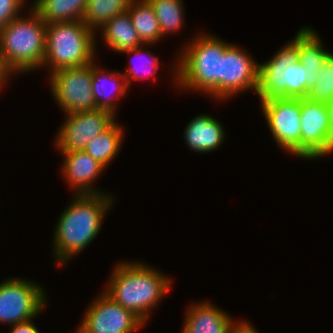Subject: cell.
I'll return each mask as SVG.
<instances>
[{"label": "cell", "mask_w": 333, "mask_h": 333, "mask_svg": "<svg viewBox=\"0 0 333 333\" xmlns=\"http://www.w3.org/2000/svg\"><path fill=\"white\" fill-rule=\"evenodd\" d=\"M73 196L54 228L53 253L59 266L68 263L95 239L115 200V196L107 193Z\"/></svg>", "instance_id": "obj_1"}, {"label": "cell", "mask_w": 333, "mask_h": 333, "mask_svg": "<svg viewBox=\"0 0 333 333\" xmlns=\"http://www.w3.org/2000/svg\"><path fill=\"white\" fill-rule=\"evenodd\" d=\"M111 274L104 292L145 323L172 284L170 276L140 261H121Z\"/></svg>", "instance_id": "obj_2"}, {"label": "cell", "mask_w": 333, "mask_h": 333, "mask_svg": "<svg viewBox=\"0 0 333 333\" xmlns=\"http://www.w3.org/2000/svg\"><path fill=\"white\" fill-rule=\"evenodd\" d=\"M186 44L172 71L175 86L221 100V59L231 43L201 32Z\"/></svg>", "instance_id": "obj_3"}, {"label": "cell", "mask_w": 333, "mask_h": 333, "mask_svg": "<svg viewBox=\"0 0 333 333\" xmlns=\"http://www.w3.org/2000/svg\"><path fill=\"white\" fill-rule=\"evenodd\" d=\"M273 56L259 64L256 94L260 101L274 97L307 98L313 87L314 75L305 70L299 61L298 32Z\"/></svg>", "instance_id": "obj_4"}, {"label": "cell", "mask_w": 333, "mask_h": 333, "mask_svg": "<svg viewBox=\"0 0 333 333\" xmlns=\"http://www.w3.org/2000/svg\"><path fill=\"white\" fill-rule=\"evenodd\" d=\"M30 9L27 18L19 16L0 28L3 60L13 74L29 72L43 64L47 24Z\"/></svg>", "instance_id": "obj_5"}, {"label": "cell", "mask_w": 333, "mask_h": 333, "mask_svg": "<svg viewBox=\"0 0 333 333\" xmlns=\"http://www.w3.org/2000/svg\"><path fill=\"white\" fill-rule=\"evenodd\" d=\"M97 35L83 21L46 25L43 66L50 73L62 68L80 67L94 62Z\"/></svg>", "instance_id": "obj_6"}, {"label": "cell", "mask_w": 333, "mask_h": 333, "mask_svg": "<svg viewBox=\"0 0 333 333\" xmlns=\"http://www.w3.org/2000/svg\"><path fill=\"white\" fill-rule=\"evenodd\" d=\"M45 290L38 283L11 277L0 282V323L14 325L33 319L46 307Z\"/></svg>", "instance_id": "obj_7"}, {"label": "cell", "mask_w": 333, "mask_h": 333, "mask_svg": "<svg viewBox=\"0 0 333 333\" xmlns=\"http://www.w3.org/2000/svg\"><path fill=\"white\" fill-rule=\"evenodd\" d=\"M93 62L62 68L50 74L52 97L65 114L96 110L93 90Z\"/></svg>", "instance_id": "obj_8"}, {"label": "cell", "mask_w": 333, "mask_h": 333, "mask_svg": "<svg viewBox=\"0 0 333 333\" xmlns=\"http://www.w3.org/2000/svg\"><path fill=\"white\" fill-rule=\"evenodd\" d=\"M260 103L277 145L301 158V99L274 97Z\"/></svg>", "instance_id": "obj_9"}, {"label": "cell", "mask_w": 333, "mask_h": 333, "mask_svg": "<svg viewBox=\"0 0 333 333\" xmlns=\"http://www.w3.org/2000/svg\"><path fill=\"white\" fill-rule=\"evenodd\" d=\"M145 322L102 292L88 306L76 333H133Z\"/></svg>", "instance_id": "obj_10"}, {"label": "cell", "mask_w": 333, "mask_h": 333, "mask_svg": "<svg viewBox=\"0 0 333 333\" xmlns=\"http://www.w3.org/2000/svg\"><path fill=\"white\" fill-rule=\"evenodd\" d=\"M301 158L320 159L333 152V133L326 102L301 99Z\"/></svg>", "instance_id": "obj_11"}, {"label": "cell", "mask_w": 333, "mask_h": 333, "mask_svg": "<svg viewBox=\"0 0 333 333\" xmlns=\"http://www.w3.org/2000/svg\"><path fill=\"white\" fill-rule=\"evenodd\" d=\"M55 139L59 152L84 150L86 145L97 135L104 132L116 119L106 109H96L65 114Z\"/></svg>", "instance_id": "obj_12"}, {"label": "cell", "mask_w": 333, "mask_h": 333, "mask_svg": "<svg viewBox=\"0 0 333 333\" xmlns=\"http://www.w3.org/2000/svg\"><path fill=\"white\" fill-rule=\"evenodd\" d=\"M259 63L232 43L221 59V100L225 101L245 90L258 89Z\"/></svg>", "instance_id": "obj_13"}, {"label": "cell", "mask_w": 333, "mask_h": 333, "mask_svg": "<svg viewBox=\"0 0 333 333\" xmlns=\"http://www.w3.org/2000/svg\"><path fill=\"white\" fill-rule=\"evenodd\" d=\"M64 156L62 175L71 188L75 189L74 194H100L92 183L98 179L106 168L97 160L93 159L84 150L72 152H61Z\"/></svg>", "instance_id": "obj_14"}, {"label": "cell", "mask_w": 333, "mask_h": 333, "mask_svg": "<svg viewBox=\"0 0 333 333\" xmlns=\"http://www.w3.org/2000/svg\"><path fill=\"white\" fill-rule=\"evenodd\" d=\"M211 302L203 301L188 307L182 333H231L238 323Z\"/></svg>", "instance_id": "obj_15"}, {"label": "cell", "mask_w": 333, "mask_h": 333, "mask_svg": "<svg viewBox=\"0 0 333 333\" xmlns=\"http://www.w3.org/2000/svg\"><path fill=\"white\" fill-rule=\"evenodd\" d=\"M224 127L215 117L207 114H198L184 130L185 143L190 150L198 153H207L216 150L224 142Z\"/></svg>", "instance_id": "obj_16"}, {"label": "cell", "mask_w": 333, "mask_h": 333, "mask_svg": "<svg viewBox=\"0 0 333 333\" xmlns=\"http://www.w3.org/2000/svg\"><path fill=\"white\" fill-rule=\"evenodd\" d=\"M93 62L92 90L97 108L111 111L116 116L117 107L115 101L127 92L128 86L121 72L108 73L105 69L97 67ZM109 75H107V74ZM123 80L122 81H120ZM110 89H108L109 87ZM110 90V91H109ZM115 91V92H114ZM115 93L114 95L112 93Z\"/></svg>", "instance_id": "obj_17"}, {"label": "cell", "mask_w": 333, "mask_h": 333, "mask_svg": "<svg viewBox=\"0 0 333 333\" xmlns=\"http://www.w3.org/2000/svg\"><path fill=\"white\" fill-rule=\"evenodd\" d=\"M101 29L106 45L118 53L134 49L143 44L135 30L132 19L126 11L109 20Z\"/></svg>", "instance_id": "obj_18"}, {"label": "cell", "mask_w": 333, "mask_h": 333, "mask_svg": "<svg viewBox=\"0 0 333 333\" xmlns=\"http://www.w3.org/2000/svg\"><path fill=\"white\" fill-rule=\"evenodd\" d=\"M88 0H35L32 9L46 23L82 21Z\"/></svg>", "instance_id": "obj_19"}, {"label": "cell", "mask_w": 333, "mask_h": 333, "mask_svg": "<svg viewBox=\"0 0 333 333\" xmlns=\"http://www.w3.org/2000/svg\"><path fill=\"white\" fill-rule=\"evenodd\" d=\"M299 61L304 69L317 75L332 52L325 50L322 40L311 27L298 30Z\"/></svg>", "instance_id": "obj_20"}, {"label": "cell", "mask_w": 333, "mask_h": 333, "mask_svg": "<svg viewBox=\"0 0 333 333\" xmlns=\"http://www.w3.org/2000/svg\"><path fill=\"white\" fill-rule=\"evenodd\" d=\"M123 132L122 126L114 121L104 132L94 137L84 151L106 168L121 150Z\"/></svg>", "instance_id": "obj_21"}, {"label": "cell", "mask_w": 333, "mask_h": 333, "mask_svg": "<svg viewBox=\"0 0 333 333\" xmlns=\"http://www.w3.org/2000/svg\"><path fill=\"white\" fill-rule=\"evenodd\" d=\"M127 11L143 44L155 45L164 38L154 10L147 0H132Z\"/></svg>", "instance_id": "obj_22"}, {"label": "cell", "mask_w": 333, "mask_h": 333, "mask_svg": "<svg viewBox=\"0 0 333 333\" xmlns=\"http://www.w3.org/2000/svg\"><path fill=\"white\" fill-rule=\"evenodd\" d=\"M132 0H88L83 22L95 33L109 20L125 13ZM99 28V29H98Z\"/></svg>", "instance_id": "obj_23"}, {"label": "cell", "mask_w": 333, "mask_h": 333, "mask_svg": "<svg viewBox=\"0 0 333 333\" xmlns=\"http://www.w3.org/2000/svg\"><path fill=\"white\" fill-rule=\"evenodd\" d=\"M158 19L162 37L180 31L184 24L182 0H147Z\"/></svg>", "instance_id": "obj_24"}, {"label": "cell", "mask_w": 333, "mask_h": 333, "mask_svg": "<svg viewBox=\"0 0 333 333\" xmlns=\"http://www.w3.org/2000/svg\"><path fill=\"white\" fill-rule=\"evenodd\" d=\"M122 53H127L130 56L131 54H133V56L136 55L137 58L140 60V62L142 61L141 63H139L140 66H137L139 64H136V61L133 59L132 56L129 59L130 63L128 64L130 67H127L128 70L126 72L124 73L122 72L128 87H130L132 80L138 81L139 79L149 78L151 76L153 77L152 79H155L156 76L155 74L157 72V69L159 68V60L155 55H153L151 52L145 51V49L143 50L141 46L124 51ZM144 53L147 56L144 55ZM142 56L143 57L146 56L147 58L146 57L143 58ZM133 62L135 64H132Z\"/></svg>", "instance_id": "obj_25"}, {"label": "cell", "mask_w": 333, "mask_h": 333, "mask_svg": "<svg viewBox=\"0 0 333 333\" xmlns=\"http://www.w3.org/2000/svg\"><path fill=\"white\" fill-rule=\"evenodd\" d=\"M308 99L318 102H328L333 99V53L327 58L317 75H314L313 87Z\"/></svg>", "instance_id": "obj_26"}, {"label": "cell", "mask_w": 333, "mask_h": 333, "mask_svg": "<svg viewBox=\"0 0 333 333\" xmlns=\"http://www.w3.org/2000/svg\"><path fill=\"white\" fill-rule=\"evenodd\" d=\"M26 0H0V28L5 27L10 21L21 16L20 11Z\"/></svg>", "instance_id": "obj_27"}, {"label": "cell", "mask_w": 333, "mask_h": 333, "mask_svg": "<svg viewBox=\"0 0 333 333\" xmlns=\"http://www.w3.org/2000/svg\"><path fill=\"white\" fill-rule=\"evenodd\" d=\"M33 319L20 322L14 325H10L12 328L10 333H40L35 324H33Z\"/></svg>", "instance_id": "obj_28"}, {"label": "cell", "mask_w": 333, "mask_h": 333, "mask_svg": "<svg viewBox=\"0 0 333 333\" xmlns=\"http://www.w3.org/2000/svg\"><path fill=\"white\" fill-rule=\"evenodd\" d=\"M12 72L9 70V68L6 66L1 48H0V90L2 89V86H4L7 81L9 80V77H11Z\"/></svg>", "instance_id": "obj_29"}, {"label": "cell", "mask_w": 333, "mask_h": 333, "mask_svg": "<svg viewBox=\"0 0 333 333\" xmlns=\"http://www.w3.org/2000/svg\"><path fill=\"white\" fill-rule=\"evenodd\" d=\"M247 321H239L232 329L231 333H259Z\"/></svg>", "instance_id": "obj_30"}, {"label": "cell", "mask_w": 333, "mask_h": 333, "mask_svg": "<svg viewBox=\"0 0 333 333\" xmlns=\"http://www.w3.org/2000/svg\"><path fill=\"white\" fill-rule=\"evenodd\" d=\"M326 108L328 111V117L330 121V128L333 133V99L331 101L326 102Z\"/></svg>", "instance_id": "obj_31"}]
</instances>
